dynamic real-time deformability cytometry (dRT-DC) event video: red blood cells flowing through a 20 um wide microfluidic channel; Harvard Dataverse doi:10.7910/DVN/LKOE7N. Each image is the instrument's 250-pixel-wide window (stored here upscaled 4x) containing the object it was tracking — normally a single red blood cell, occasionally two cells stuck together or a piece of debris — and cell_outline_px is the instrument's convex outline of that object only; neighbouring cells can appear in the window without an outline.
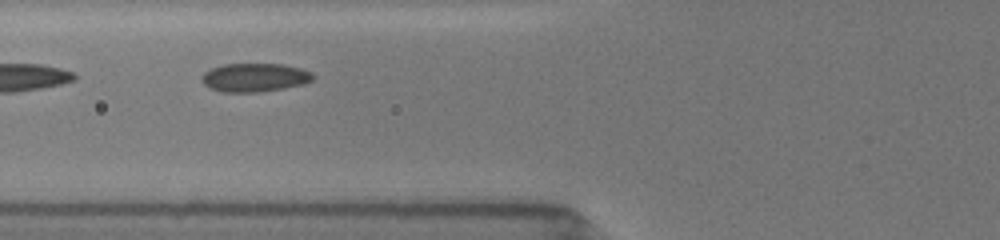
{"species": "common noctule bat (a hibernating species)", "species_latin": "Nyctalus noctula", "temperature_condition": "room temperature", "stored_images_in_passage": 10, "camera_frame_rate_fps": 3000, "um_per_image_px": 0.085, "animal": {"sex": "female", "body_mass_g": 19.5, "forearm_length_mm": 54.1}, "frame": {"image": 1, "passage_image": 4, "time_ms": 2.333, "image_size_px": [1000, 240], "cell_outline_px": [[312, 80], [304, 84], [284, 88], [260, 92], [220, 92], [208, 88], [200, 80], [200, 76], [204, 72], [212, 68], [224, 64], [280, 64], [300, 68], [312, 72]], "centroid_in_image_um": [21.59, 6.59], "position_along_channel_um": 104.2, "area_um2": 18.61}}
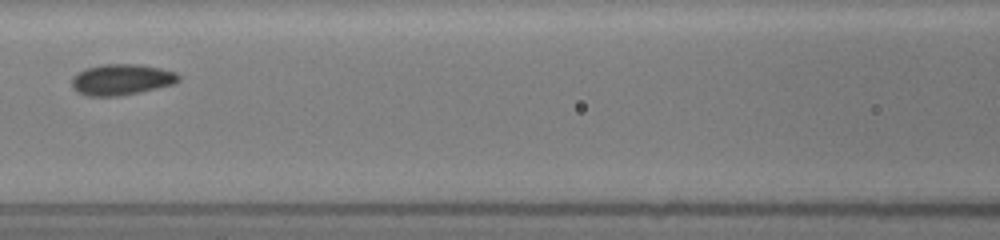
{"frame": {"image": 2, "passage_image": 6, "time_ms": 3.667, "image_size_px": [1000, 240], "cell_outline_px": [[180, 80], [172, 84], [140, 92], [120, 96], [88, 96], [76, 92], [72, 88], [72, 76], [84, 68], [104, 64], [140, 64], [160, 68], [176, 72], [180, 76]], "centroid_in_image_um": [10.3, 6.76], "position_along_channel_um": 156.3, "area_um2": 19.42}}